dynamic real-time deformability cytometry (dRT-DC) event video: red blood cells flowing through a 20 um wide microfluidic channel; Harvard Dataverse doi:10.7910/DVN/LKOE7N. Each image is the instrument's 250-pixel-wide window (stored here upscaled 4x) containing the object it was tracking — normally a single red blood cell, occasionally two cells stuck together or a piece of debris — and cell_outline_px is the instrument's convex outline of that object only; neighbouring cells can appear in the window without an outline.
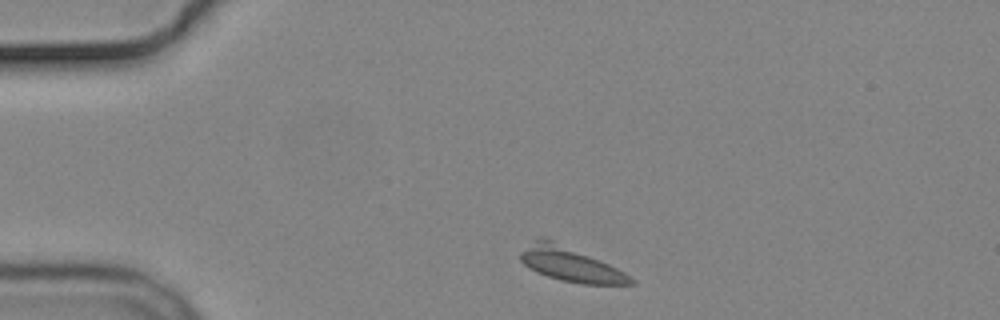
{"species": "common noctule bat (a hibernating species)", "species_latin": "Nyctalus noctula", "temperature_condition": "cold", "stored_images_in_passage": 5, "camera_frame_rate_fps": 3000, "um_per_image_px": 0.085, "animal": {"sex": "male", "body_mass_g": 19.2, "forearm_length_mm": 51.8}, "frame": {"image": 1, "passage_image": 1, "time_ms": 0.0, "image_size_px": [1000, 320], "cell_outline_px": [[636, 284], [580, 284], [560, 280], [536, 272], [528, 268], [520, 260], [520, 252], [536, 240], [548, 240], [600, 260], [624, 272], [636, 280]], "centroid_in_image_um": [48.51, 22.53], "position_along_channel_um": 36.5, "area_um2": 21.15}}
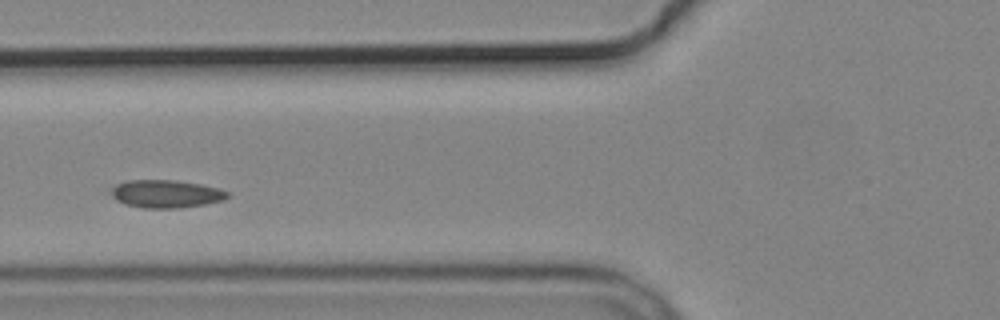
{"frame": {"image": 2, "passage_image": 4, "time_ms": 3.333, "image_size_px": [1000, 320], "cell_outline_px": [[228, 196], [224, 200], [204, 204], [180, 208], [144, 208], [124, 204], [116, 200], [112, 196], [112, 188], [116, 184], [128, 180], [176, 180], [200, 184], [220, 188], [228, 192]], "centroid_in_image_um": [14.11, 16.47], "position_along_channel_um": 111.7, "area_um2": 18.9}}
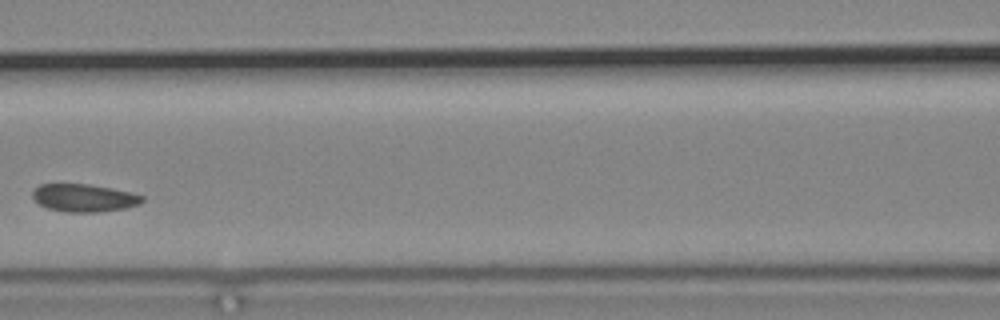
{"frame": {"image": 3, "passage_image": 5, "time_ms": 4.667, "image_size_px": [1000, 320], "cell_outline_px": [[144, 200], [140, 204], [124, 208], [100, 212], [64, 212], [48, 208], [40, 204], [32, 196], [32, 192], [40, 184], [88, 184], [112, 188], [144, 196]], "centroid_in_image_um": [7.15, 16.82], "position_along_channel_um": 159.5, "area_um2": 17.63}}